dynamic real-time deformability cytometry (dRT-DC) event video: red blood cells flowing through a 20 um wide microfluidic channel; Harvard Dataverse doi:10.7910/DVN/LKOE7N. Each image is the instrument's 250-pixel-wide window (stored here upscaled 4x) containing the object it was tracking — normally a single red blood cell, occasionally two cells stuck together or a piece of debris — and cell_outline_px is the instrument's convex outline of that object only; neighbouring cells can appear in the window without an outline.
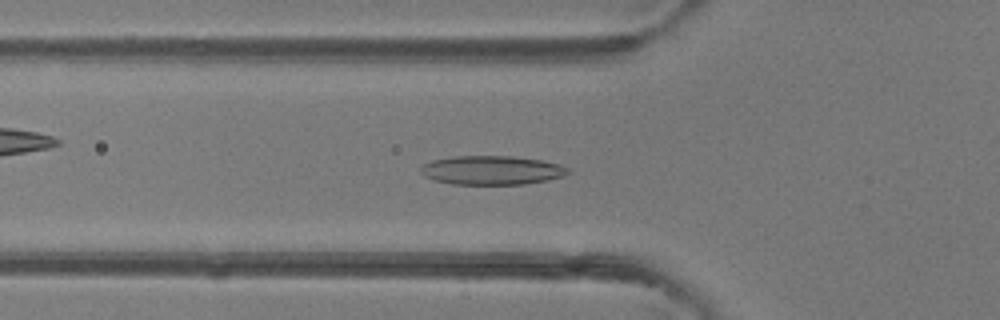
{"species": "common noctule bat (a hibernating species)", "species_latin": "Nyctalus noctula", "temperature_condition": "room temperature", "stored_images_in_passage": 48, "camera_frame_rate_fps": 3000, "um_per_image_px": 0.085, "animal": {"sex": "female"}, "frame": {"image": 1, "passage_image": 16, "time_ms": 5.0, "image_size_px": [1000, 320], "cell_outline_px": [[572, 172], [564, 176], [548, 180], [524, 184], [452, 184], [436, 180], [424, 176], [420, 172], [420, 168], [424, 164], [432, 160], [456, 156], [516, 156], [540, 160], [560, 164], [568, 168]], "centroid_in_image_um": [41.83, 14.46], "position_along_channel_um": 84.0, "area_um2": 24.91}}
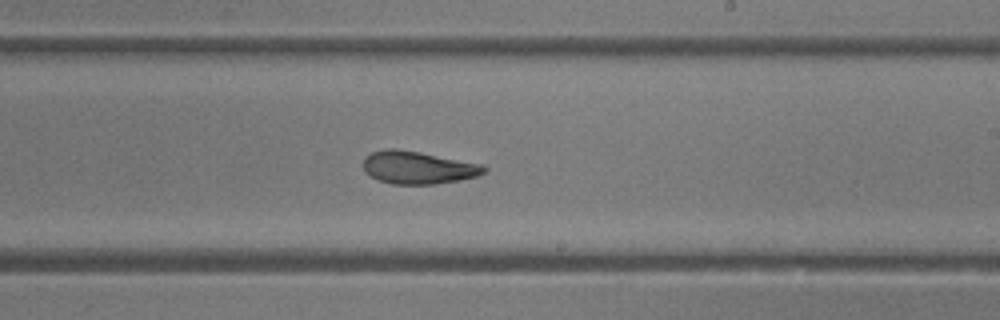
{"frame": {"image": 2, "passage_image": 28, "time_ms": 9.0, "image_size_px": [1000, 320], "cell_outline_px": [[488, 168], [484, 172], [476, 176], [460, 180], [436, 184], [392, 184], [380, 180], [364, 172], [364, 156], [372, 152], [384, 148], [396, 148], [420, 152], [484, 164]], "centroid_in_image_um": [35.54, 14.23], "position_along_channel_um": 253.5, "area_um2": 23.12}}
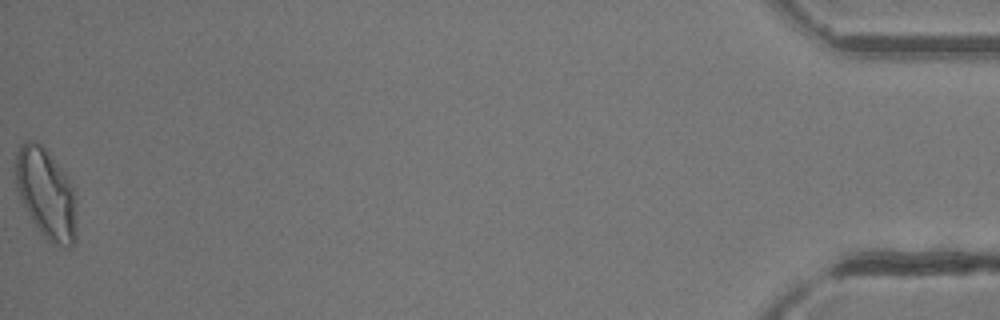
{"frame": {"image": 3, "passage_image": 48, "time_ms": 15.667, "image_size_px": [1000, 320], "cell_outline_px": [[76, 240], [68, 248], [64, 248], [48, 240], [40, 232], [32, 220], [20, 200], [16, 188], [16, 152], [20, 144], [24, 140], [36, 140], [52, 156], [64, 172], [72, 188], [76, 220]], "centroid_in_image_um": [3.89, 16.45], "position_along_channel_um": 431.3, "area_um2": 31.85}, "authors_computed_cell_mechanics": {"area_um2": 24.6228, "velocity_mm_per_s": 4.2195, "shape_relaxation_time_tau1_ms": 5.7027, "shape_relaxation_time_tau2_ms": 2.2467, "deformation_change_tau1": 0.1666, "deformation_change_tau2": 0.097}}